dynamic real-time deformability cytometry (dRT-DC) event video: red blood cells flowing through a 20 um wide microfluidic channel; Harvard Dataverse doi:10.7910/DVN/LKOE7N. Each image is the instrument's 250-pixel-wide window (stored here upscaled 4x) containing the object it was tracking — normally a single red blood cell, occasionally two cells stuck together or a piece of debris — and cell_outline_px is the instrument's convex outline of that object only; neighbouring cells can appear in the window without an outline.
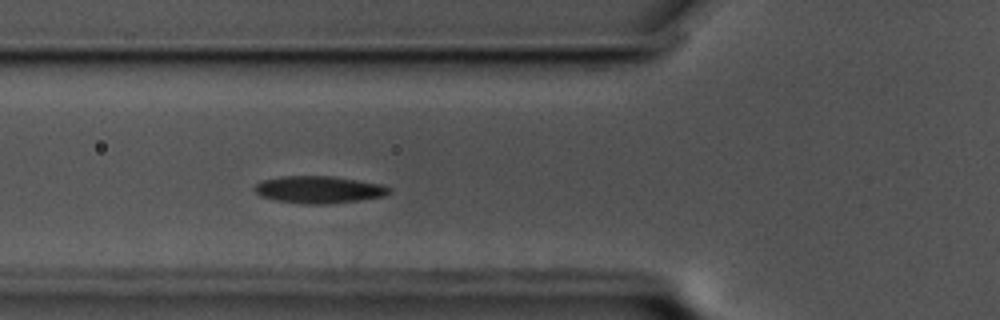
{"species": "common noctule bat (a hibernating species)", "species_latin": "Nyctalus noctula", "temperature_condition": "cold", "stored_images_in_passage": 56, "camera_frame_rate_fps": 3000, "um_per_image_px": 0.085, "animal": {"sex": "male", "body_mass_g": 17.5, "forearm_length_mm": 52.3}, "frame": {"image": 1, "passage_image": 17, "time_ms": 5.333, "image_size_px": [1000, 320], "cell_outline_px": [[392, 192], [384, 196], [360, 200], [324, 204], [304, 204], [276, 200], [260, 196], [256, 192], [256, 184], [260, 180], [284, 176], [332, 176], [380, 184], [392, 188]], "centroid_in_image_um": [27.12, 16.12], "position_along_channel_um": 98.7, "area_um2": 21.21}}
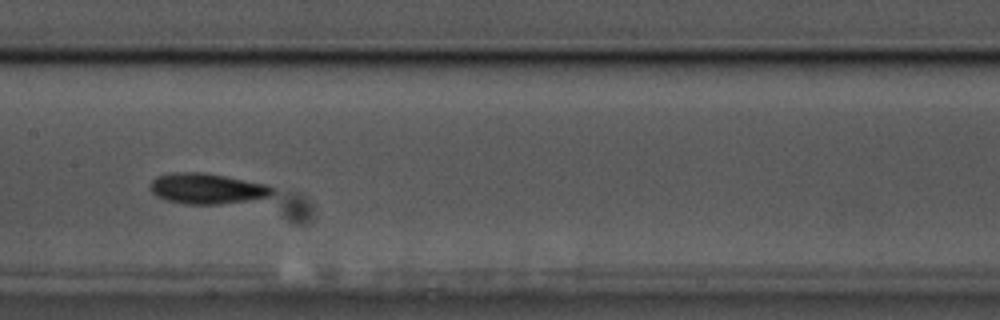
{"frame": {"image": 2, "passage_image": 25, "time_ms": 8.0, "image_size_px": [1000, 320], "cell_outline_px": [[276, 192], [268, 196], [248, 200], [220, 204], [184, 204], [164, 200], [156, 196], [148, 188], [152, 180], [156, 176], [172, 172], [204, 172], [268, 184], [276, 188]], "centroid_in_image_um": [17.57, 16.02], "position_along_channel_um": 189.8, "area_um2": 22.08}}
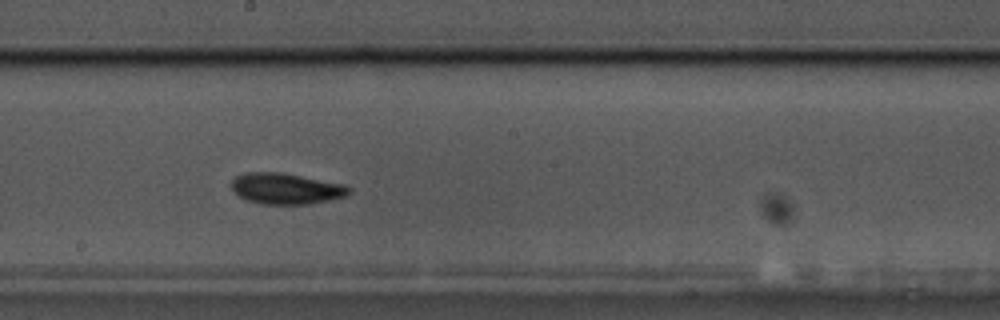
{"frame": {"image": 3, "passage_image": 28, "time_ms": 9.0, "image_size_px": [1000, 320], "cell_outline_px": [[352, 192], [344, 196], [328, 200], [308, 204], [264, 204], [244, 200], [232, 192], [232, 180], [236, 176], [244, 172], [284, 172], [344, 184], [352, 188]], "centroid_in_image_um": [24.29, 16.02], "position_along_channel_um": 223.9, "area_um2": 21.5}, "authors_computed_cell_mechanics": {"area_um2": 20.4323, "velocity_mm_per_s": 3.423, "shape_relaxation_time_tau1_ms": 5.0861, "shape_relaxation_time_tau2_ms": null, "deformation_change_tau1": 0.114, "deformation_change_tau2": null}}